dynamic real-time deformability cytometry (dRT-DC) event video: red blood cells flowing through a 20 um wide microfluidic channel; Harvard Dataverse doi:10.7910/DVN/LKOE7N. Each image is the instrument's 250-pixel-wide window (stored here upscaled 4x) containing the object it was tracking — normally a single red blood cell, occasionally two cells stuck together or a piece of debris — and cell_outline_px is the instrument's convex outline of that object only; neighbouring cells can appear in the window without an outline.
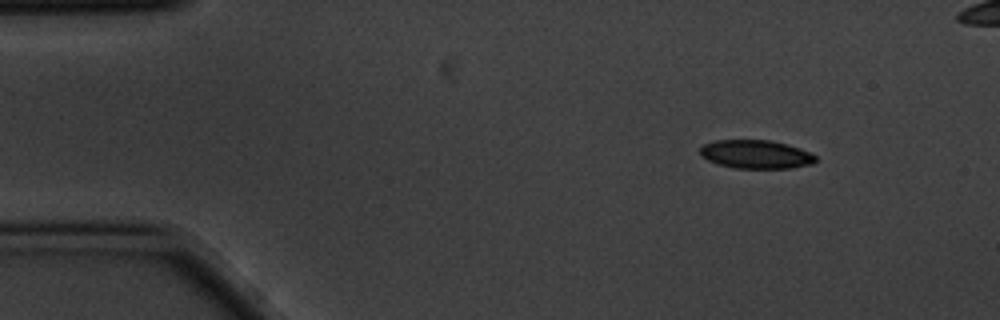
{"species": "common noctule bat (a hibernating species)", "species_latin": "Nyctalus noctula", "temperature_condition": "cold", "stored_images_in_passage": 10, "camera_frame_rate_fps": 3000, "um_per_image_px": 0.085, "animal": {"sex": "male", "body_mass_g": 20.1, "forearm_length_mm": 53.5}, "frame": {"image": 1, "passage_image": 1, "time_ms": 0.0, "image_size_px": [1000, 320], "cell_outline_px": [[816, 160], [812, 164], [792, 168], [732, 168], [708, 160], [700, 156], [700, 148], [704, 144], [716, 140], [772, 140], [788, 144], [800, 148], [816, 156]], "centroid_in_image_um": [64.25, 13.11], "position_along_channel_um": 20.7, "area_um2": 19.25}}